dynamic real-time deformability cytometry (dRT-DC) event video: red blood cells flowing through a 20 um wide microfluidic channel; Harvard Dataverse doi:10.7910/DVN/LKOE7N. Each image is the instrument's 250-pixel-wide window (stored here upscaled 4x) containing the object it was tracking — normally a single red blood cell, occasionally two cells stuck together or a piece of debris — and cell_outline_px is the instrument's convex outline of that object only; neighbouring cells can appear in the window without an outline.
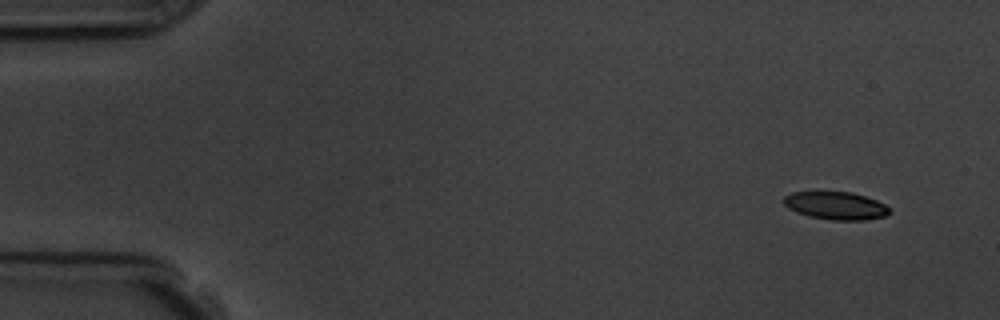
{"species": "common noctule bat (a hibernating species)", "species_latin": "Nyctalus noctula", "temperature_condition": "room temperature", "stored_images_in_passage": 4, "camera_frame_rate_fps": 3000, "um_per_image_px": 0.085, "animal": {"sex": "male", "body_mass_g": 19.5, "forearm_length_mm": 54.6}, "frame": {"image": 1, "passage_image": 1, "time_ms": 0.0, "image_size_px": [1000, 320], "cell_outline_px": [[892, 212], [884, 216], [864, 220], [832, 220], [808, 216], [796, 212], [788, 208], [784, 204], [784, 196], [792, 192], [852, 192], [876, 200], [884, 204]], "centroid_in_image_um": [71.03, 17.48], "position_along_channel_um": 14.0, "area_um2": 17.05}}